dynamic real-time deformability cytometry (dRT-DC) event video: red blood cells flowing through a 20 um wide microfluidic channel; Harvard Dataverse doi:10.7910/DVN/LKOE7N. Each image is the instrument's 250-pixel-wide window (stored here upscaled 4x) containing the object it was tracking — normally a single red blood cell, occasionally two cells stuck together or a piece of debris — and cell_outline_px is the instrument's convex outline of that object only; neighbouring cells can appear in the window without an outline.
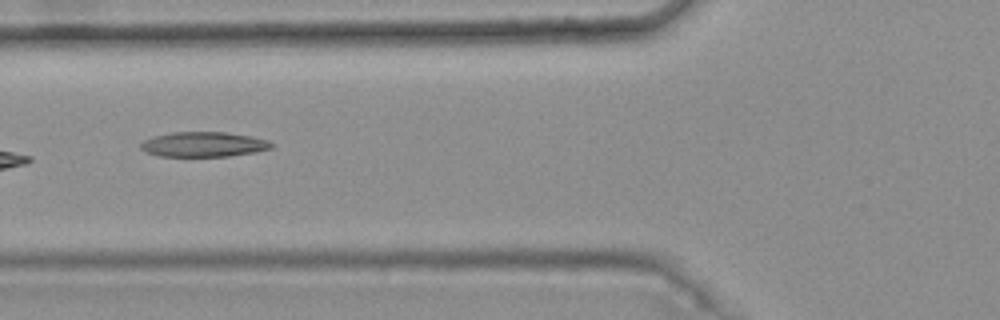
{"species": "common noctule bat (a hibernating species)", "species_latin": "Nyctalus noctula", "temperature_condition": "warm", "stored_images_in_passage": 8, "camera_frame_rate_fps": 3000, "um_per_image_px": 0.085, "animal": {"sex": "female", "body_mass_g": 25.1}, "frame": {"image": 1, "passage_image": 6, "time_ms": 1.667, "image_size_px": [1000, 320], "cell_outline_px": [[276, 144], [272, 148], [256, 152], [228, 156], [160, 156], [148, 152], [140, 148], [140, 144], [144, 140], [152, 136], [172, 132], [228, 132], [252, 136], [268, 140]], "centroid_in_image_um": [17.35, 12.26], "position_along_channel_um": 108.4, "area_um2": 19.13}}
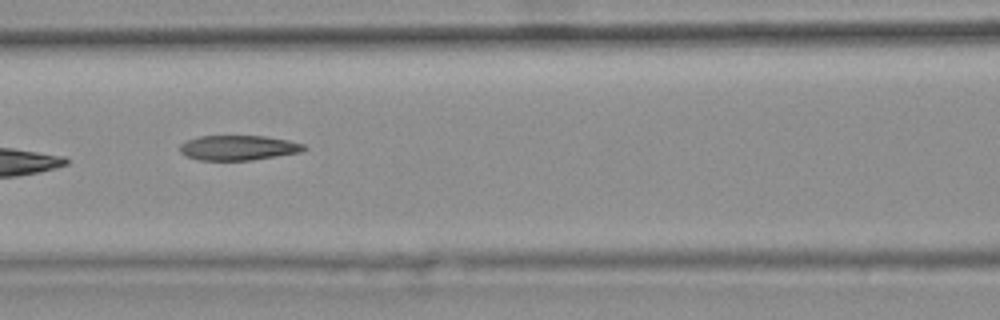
{"frame": {"image": 2, "passage_image": 7, "time_ms": 2.0, "image_size_px": [1000, 320], "cell_outline_px": [[308, 148], [300, 152], [252, 160], [196, 160], [180, 152], [180, 144], [188, 140], [200, 136], [264, 136], [288, 140], [304, 144]], "centroid_in_image_um": [20.26, 12.56], "position_along_channel_um": 146.3, "area_um2": 17.92}}
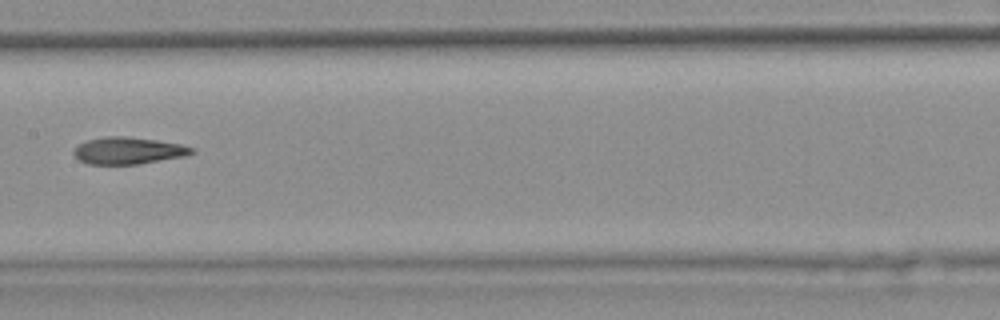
{"frame": {"image": 3, "passage_image": 8, "time_ms": 2.333, "image_size_px": [1000, 320], "cell_outline_px": [[196, 152], [188, 156], [136, 164], [88, 164], [80, 160], [72, 152], [80, 144], [88, 140], [104, 136], [124, 136], [156, 140], [180, 144], [196, 148]], "centroid_in_image_um": [10.96, 12.8], "position_along_channel_um": 196.4, "area_um2": 18.5}}